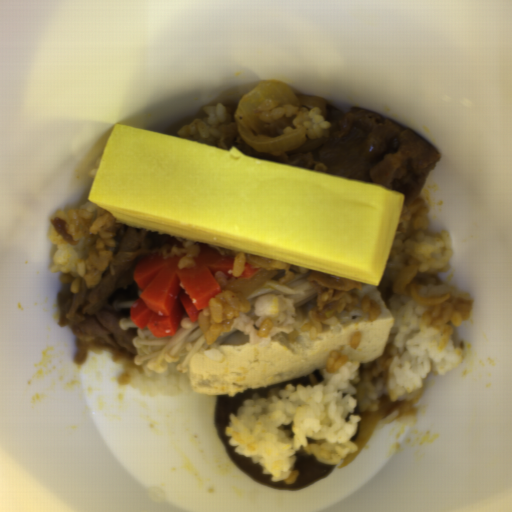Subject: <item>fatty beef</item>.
Masks as SVG:
<instances>
[{
    "instance_id": "4",
    "label": "fatty beef",
    "mask_w": 512,
    "mask_h": 512,
    "mask_svg": "<svg viewBox=\"0 0 512 512\" xmlns=\"http://www.w3.org/2000/svg\"><path fill=\"white\" fill-rule=\"evenodd\" d=\"M51 228L54 229L56 235L65 239L69 243L78 244L76 239L67 231L66 229V221L56 216H52L50 219Z\"/></svg>"
},
{
    "instance_id": "1",
    "label": "fatty beef",
    "mask_w": 512,
    "mask_h": 512,
    "mask_svg": "<svg viewBox=\"0 0 512 512\" xmlns=\"http://www.w3.org/2000/svg\"><path fill=\"white\" fill-rule=\"evenodd\" d=\"M299 106L320 108L330 124L328 136L307 138L288 151L257 152L240 135L237 122L221 127L218 149L235 147L245 156L311 169L387 187L413 204L441 159L438 150L415 130L368 109L341 112L321 96L298 95Z\"/></svg>"
},
{
    "instance_id": "2",
    "label": "fatty beef",
    "mask_w": 512,
    "mask_h": 512,
    "mask_svg": "<svg viewBox=\"0 0 512 512\" xmlns=\"http://www.w3.org/2000/svg\"><path fill=\"white\" fill-rule=\"evenodd\" d=\"M115 246L109 264L96 286L87 287L84 279L77 292L58 294L59 325L71 327L75 336V364H81L87 350L108 348L132 359L137 354L133 339L138 329L120 328L119 320L131 316L132 304L141 296L133 278L140 260L150 256L172 257L184 254L178 269L193 266L195 257L206 251L224 256L240 252L137 228L122 222L114 227Z\"/></svg>"
},
{
    "instance_id": "3",
    "label": "fatty beef",
    "mask_w": 512,
    "mask_h": 512,
    "mask_svg": "<svg viewBox=\"0 0 512 512\" xmlns=\"http://www.w3.org/2000/svg\"><path fill=\"white\" fill-rule=\"evenodd\" d=\"M316 292V305L308 312L313 327L336 324L340 314L360 306L369 318L376 319L381 309L370 293L375 285L312 271L308 280Z\"/></svg>"
}]
</instances>
